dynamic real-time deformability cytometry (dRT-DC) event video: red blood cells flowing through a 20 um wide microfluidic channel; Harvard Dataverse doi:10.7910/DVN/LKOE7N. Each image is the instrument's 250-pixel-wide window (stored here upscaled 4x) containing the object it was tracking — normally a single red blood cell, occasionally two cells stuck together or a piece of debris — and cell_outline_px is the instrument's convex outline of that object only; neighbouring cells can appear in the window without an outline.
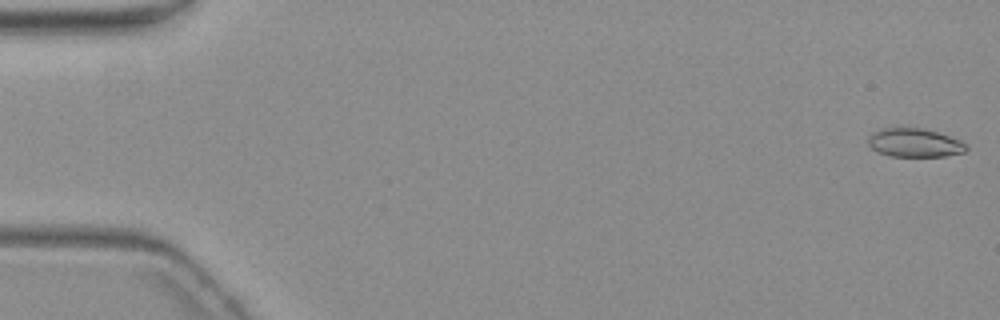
{"species": "common noctule bat (a hibernating species)", "species_latin": "Nyctalus noctula", "temperature_condition": "warm", "stored_images_in_passage": 6, "camera_frame_rate_fps": 3000, "um_per_image_px": 0.085, "animal": {"sex": "female", "body_mass_g": 19.3, "forearm_length_mm": 54.1}, "frame": {"image": 1, "passage_image": 1, "time_ms": 0.0, "image_size_px": [1000, 320], "cell_outline_px": [[968, 148], [964, 152], [944, 156], [888, 156], [876, 152], [868, 144], [868, 136], [872, 132], [880, 128], [920, 128], [936, 132], [960, 140], [968, 144]], "centroid_in_image_um": [77.7, 12.14], "position_along_channel_um": 7.3, "area_um2": 16.42}}
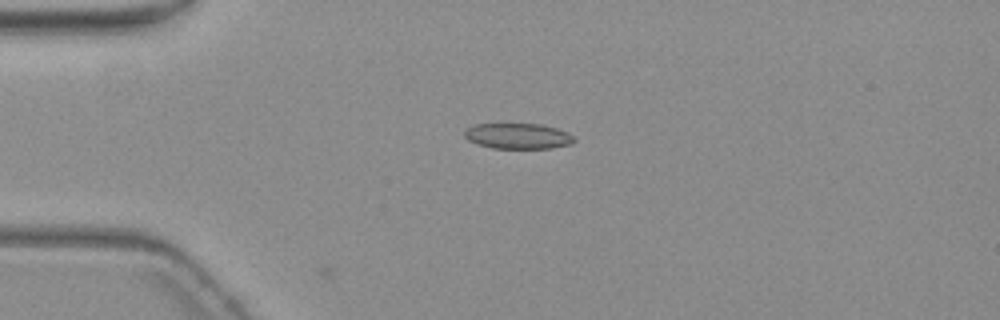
{"frame": {"image": 2, "passage_image": 4, "time_ms": 4.333, "image_size_px": [1000, 320], "cell_outline_px": [[576, 140], [572, 144], [552, 148], [492, 148], [476, 144], [468, 140], [464, 136], [464, 132], [472, 124], [540, 124], [556, 128], [568, 132]], "centroid_in_image_um": [44.02, 11.57], "position_along_channel_um": 41.0, "area_um2": 16.42}}
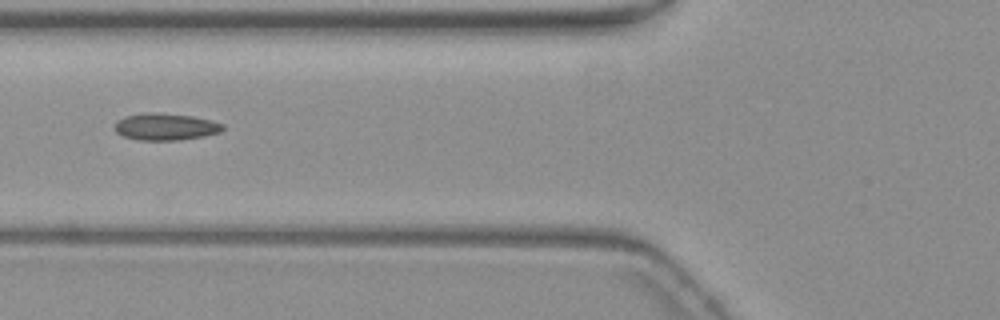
{"frame": {"image": 3, "passage_image": 6, "time_ms": 7.0, "image_size_px": [1000, 320], "cell_outline_px": [[224, 128], [220, 132], [204, 136], [180, 140], [140, 140], [124, 136], [116, 132], [116, 120], [124, 116], [144, 112], [156, 112], [192, 116], [212, 120], [224, 124]], "centroid_in_image_um": [14.08, 10.76], "position_along_channel_um": 111.7, "area_um2": 17.05}}